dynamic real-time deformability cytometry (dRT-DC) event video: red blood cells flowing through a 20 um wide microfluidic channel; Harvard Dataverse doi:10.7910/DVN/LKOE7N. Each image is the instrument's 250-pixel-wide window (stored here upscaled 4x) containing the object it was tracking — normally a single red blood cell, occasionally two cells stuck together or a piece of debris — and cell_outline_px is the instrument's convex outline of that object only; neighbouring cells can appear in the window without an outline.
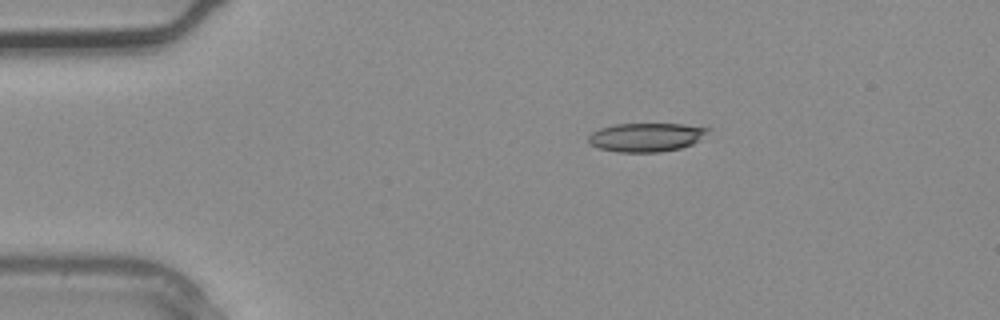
{"species": "common noctule bat (a hibernating species)", "species_latin": "Nyctalus noctula", "temperature_condition": "warm", "stored_images_in_passage": 2, "camera_frame_rate_fps": 3000, "um_per_image_px": 0.085, "animal": {"sex": "male", "body_mass_g": 20.4}, "frame": {"image": 1, "passage_image": 2, "time_ms": 0.333, "image_size_px": [1000, 320], "cell_outline_px": [[712, 128], [708, 132], [692, 144], [680, 148], [660, 152], [616, 152], [600, 148], [592, 144], [588, 140], [588, 136], [592, 132], [600, 128], [616, 124], [684, 124]], "centroid_in_image_um": [54.93, 11.66], "position_along_channel_um": 30.1, "area_um2": 19.88}}